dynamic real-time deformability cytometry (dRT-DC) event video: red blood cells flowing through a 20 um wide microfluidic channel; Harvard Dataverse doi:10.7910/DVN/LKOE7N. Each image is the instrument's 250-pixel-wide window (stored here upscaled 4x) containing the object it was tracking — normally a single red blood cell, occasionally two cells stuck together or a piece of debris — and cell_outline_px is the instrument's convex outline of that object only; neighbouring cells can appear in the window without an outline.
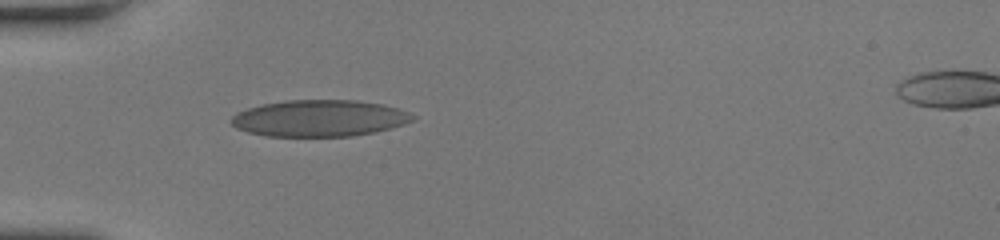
{"species": "human", "species_latin": "Homo sapiens", "temperature_condition": "room temperature", "stored_images_in_passage": 31, "camera_frame_rate_fps": 3000, "um_per_image_px": 0.085, "donor": {"sex": "female"}, "frame": {"image": 1, "passage_image": 1, "time_ms": 0.0, "image_size_px": [1000, 240], "cell_outline_px": [[416, 120], [404, 124], [376, 132], [352, 136], [264, 136], [248, 132], [236, 128], [232, 124], [232, 116], [236, 112], [260, 104], [284, 100], [356, 100], [384, 104], [408, 112], [416, 116]], "centroid_in_image_um": [27.16, 10.05], "position_along_channel_um": 57.8, "area_um2": 38.9}}
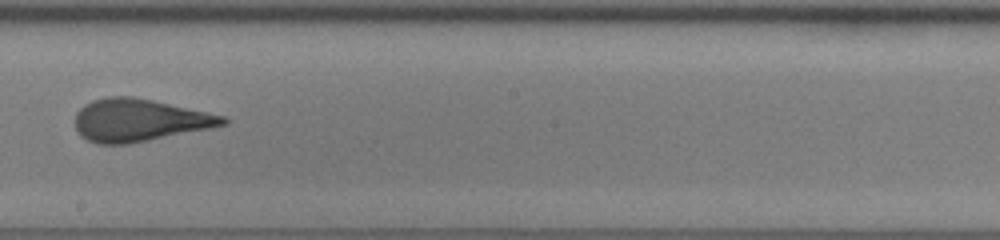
{"frame": {"image": 2, "passage_image": 13, "time_ms": 4.0, "image_size_px": [1000, 240], "cell_outline_px": [[228, 124], [128, 144], [96, 144], [80, 136], [76, 128], [76, 112], [84, 104], [92, 100], [108, 96], [132, 96], [152, 100], [224, 116], [228, 120]], "centroid_in_image_um": [11.78, 10.21], "position_along_channel_um": 236.4, "area_um2": 36.24}}
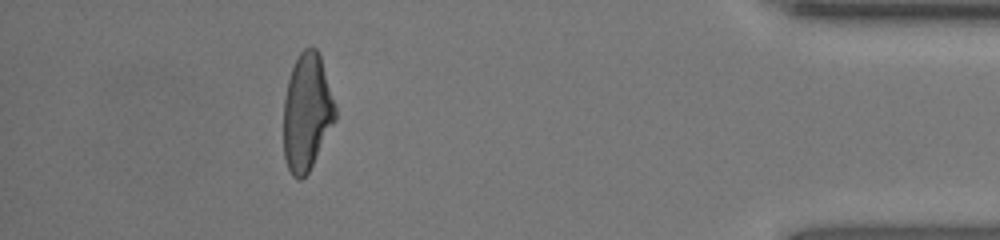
{"frame": {"image": 3, "passage_image": 27, "time_ms": 8.667, "image_size_px": [1000, 240], "cell_outline_px": [[336, 120], [308, 172], [300, 180], [296, 180], [292, 176], [288, 168], [284, 156], [284, 100], [288, 80], [292, 68], [300, 52], [304, 48], [312, 44], [316, 48], [320, 56], [336, 108]], "centroid_in_image_um": [26.08, 9.54], "position_along_channel_um": 409.1, "area_um2": 35.08}}